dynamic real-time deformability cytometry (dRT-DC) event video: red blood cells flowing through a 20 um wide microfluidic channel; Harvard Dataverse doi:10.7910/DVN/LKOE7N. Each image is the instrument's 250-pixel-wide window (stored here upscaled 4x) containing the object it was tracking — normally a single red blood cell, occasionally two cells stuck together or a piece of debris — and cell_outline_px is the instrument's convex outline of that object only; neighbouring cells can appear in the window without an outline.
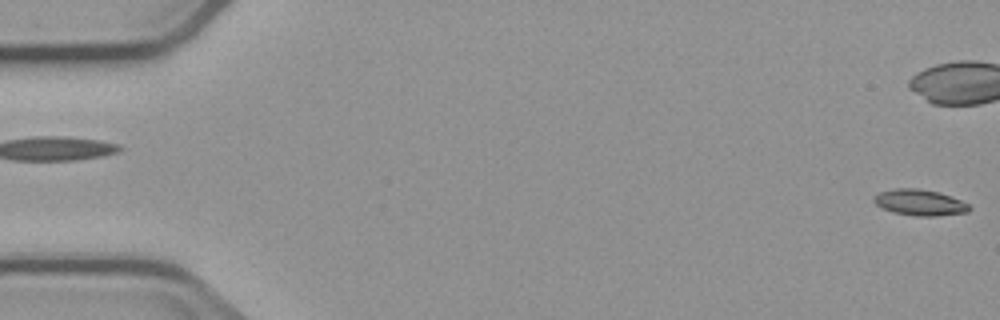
{"species": "common noctule bat (a hibernating species)", "species_latin": "Nyctalus noctula", "temperature_condition": "cold", "stored_images_in_passage": 6, "segment_of_instrument_passage": [2, 2], "camera_frame_rate_fps": 3000, "um_per_image_px": 0.085, "animal": {"sex": "male", "body_mass_g": 23.1, "forearm_length_mm": 52.7}, "frame": {"image": 1, "passage_image": 6, "time_ms": 6.0, "image_size_px": [1000, 320], "cell_outline_px": [[972, 208], [968, 212], [936, 216], [912, 216], [892, 212], [876, 204], [872, 200], [872, 196], [880, 192], [896, 188], [920, 188], [940, 192], [960, 200], [968, 204]], "centroid_in_image_um": [78.17, 17.21], "position_along_channel_um": 6.8, "area_um2": 14.62}}